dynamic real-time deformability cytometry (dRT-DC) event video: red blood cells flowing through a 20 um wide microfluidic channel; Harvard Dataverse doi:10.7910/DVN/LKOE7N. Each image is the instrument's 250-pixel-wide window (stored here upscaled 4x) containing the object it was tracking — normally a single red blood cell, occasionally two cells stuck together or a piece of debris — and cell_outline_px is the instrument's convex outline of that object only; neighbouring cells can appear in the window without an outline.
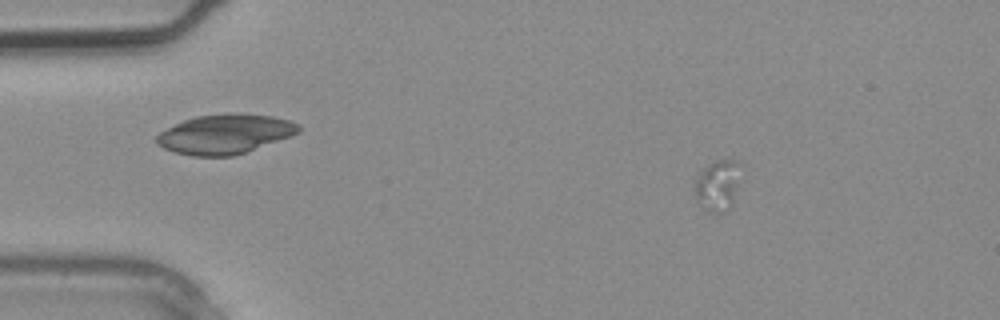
{"species": "common noctule bat (a hibernating species)", "species_latin": "Nyctalus noctula", "temperature_condition": "warm", "stored_images_in_passage": 2, "camera_frame_rate_fps": 3000, "um_per_image_px": 0.085, "animal": {"sex": "male", "body_mass_g": 20.4}, "frame": {"image": 1, "passage_image": 1, "time_ms": 0.0, "image_size_px": [1000, 320], "cell_outline_px": [[744, 164], [732, 204], [724, 212], [708, 212], [696, 200], [696, 180], [700, 172], [708, 164], [716, 160], [732, 160]], "centroid_in_image_um": [61.05, 15.72], "position_along_channel_um": 23.9, "area_um2": 13.64}}